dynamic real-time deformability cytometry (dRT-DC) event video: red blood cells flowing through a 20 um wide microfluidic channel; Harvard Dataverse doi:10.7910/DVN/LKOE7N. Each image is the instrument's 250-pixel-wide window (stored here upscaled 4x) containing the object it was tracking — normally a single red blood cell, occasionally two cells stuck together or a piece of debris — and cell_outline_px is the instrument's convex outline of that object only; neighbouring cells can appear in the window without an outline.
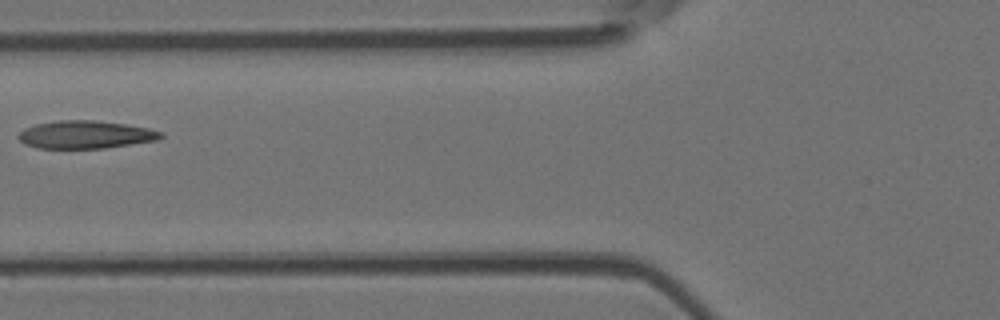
{"species": "Egyptian fruit bat (a non-hibernating species)", "species_latin": "Rousettus aegyptiacus", "temperature_condition": "room temperature", "stored_images_in_passage": 3, "camera_frame_rate_fps": 3000, "um_per_image_px": 0.085, "animal": {"sex": "female"}, "frame": {"image": 1, "passage_image": 3, "time_ms": 2.333, "image_size_px": [1000, 320], "cell_outline_px": [[164, 136], [160, 140], [104, 148], [36, 148], [24, 144], [16, 136], [24, 128], [36, 124], [60, 120], [96, 120], [124, 124], [148, 128], [164, 132]], "centroid_in_image_um": [7.28, 11.44], "position_along_channel_um": 118.5, "area_um2": 23.24}}